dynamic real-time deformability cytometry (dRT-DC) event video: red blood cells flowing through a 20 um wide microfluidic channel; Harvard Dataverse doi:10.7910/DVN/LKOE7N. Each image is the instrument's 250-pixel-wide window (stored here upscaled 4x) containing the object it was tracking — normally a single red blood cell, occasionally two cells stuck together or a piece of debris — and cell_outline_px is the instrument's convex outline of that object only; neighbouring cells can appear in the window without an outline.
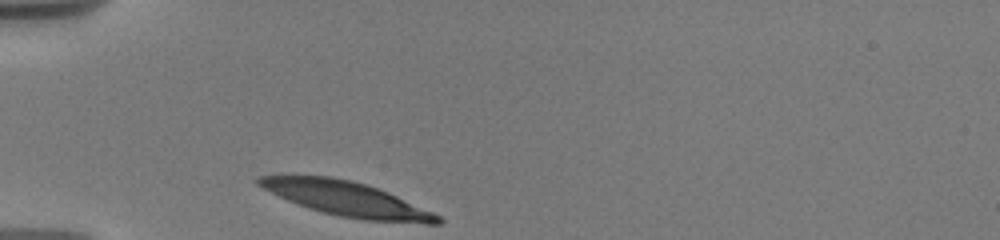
{"species": "human", "species_latin": "Homo sapiens", "temperature_condition": "warm", "stored_images_in_passage": 12, "camera_frame_rate_fps": 3000, "um_per_image_px": 0.085, "donor": {"sex": "male"}, "frame": {"image": 1, "passage_image": 1, "time_ms": 0.0, "image_size_px": [1000, 240], "cell_outline_px": [[444, 220], [440, 224], [428, 224], [364, 220], [340, 216], [308, 208], [288, 200], [256, 184], [256, 176], [292, 172], [332, 176], [352, 180], [388, 192], [432, 212], [440, 216]], "centroid_in_image_um": [29.37, 16.85], "position_along_channel_um": 55.6, "area_um2": 36.65}}
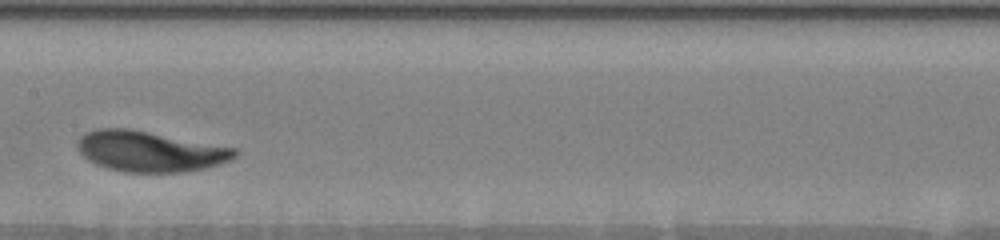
{"frame": {"image": 2, "passage_image": 9, "time_ms": 4.333, "image_size_px": [1000, 240], "cell_outline_px": [[240, 152], [236, 156], [220, 164], [204, 168], [184, 172], [124, 172], [108, 168], [96, 164], [88, 160], [76, 148], [76, 140], [84, 132], [100, 128], [128, 128], [236, 148]], "centroid_in_image_um": [12.7, 12.86], "position_along_channel_um": 194.7, "area_um2": 37.22}}
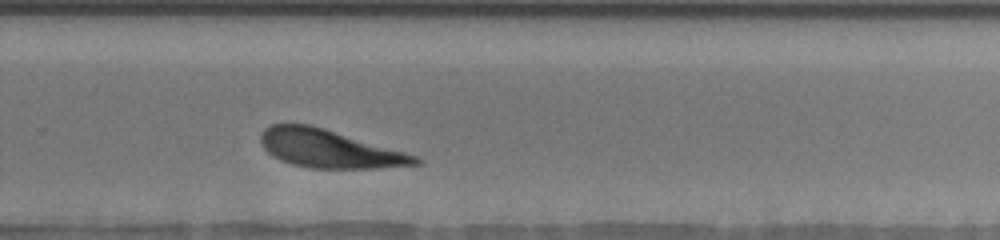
{"frame": {"image": 3, "passage_image": 12, "time_ms": 7.333, "image_size_px": [1000, 240], "cell_outline_px": [[424, 160], [420, 164], [376, 168], [308, 168], [292, 164], [280, 160], [272, 156], [260, 144], [260, 136], [264, 128], [272, 124], [312, 124], [404, 152], [416, 156]], "centroid_in_image_um": [27.95, 12.64], "position_along_channel_um": 301.9, "area_um2": 34.22}}